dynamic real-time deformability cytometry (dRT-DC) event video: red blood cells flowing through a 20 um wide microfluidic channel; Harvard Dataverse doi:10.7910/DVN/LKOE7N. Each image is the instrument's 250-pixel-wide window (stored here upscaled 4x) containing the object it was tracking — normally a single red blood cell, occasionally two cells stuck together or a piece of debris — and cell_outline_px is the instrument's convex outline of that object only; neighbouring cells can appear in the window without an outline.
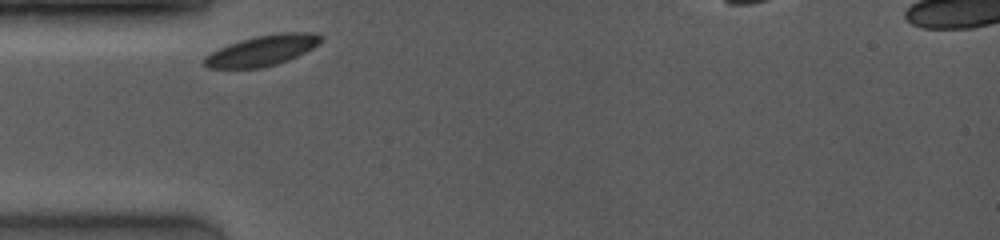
{"species": "common noctule bat (a hibernating species)", "species_latin": "Nyctalus noctula", "temperature_condition": "room temperature", "stored_images_in_passage": 11, "camera_frame_rate_fps": 4000, "um_per_image_px": 0.085, "animal": {"sex": "female", "body_mass_g": 19.0, "forearm_length_mm": 53.3}, "frame": {"image": 1, "passage_image": 1, "time_ms": 0.0, "image_size_px": [1000, 240], "cell_outline_px": [[324, 40], [320, 44], [288, 60], [264, 68], [208, 68], [204, 64], [204, 56], [228, 44], [240, 40], [256, 36], [280, 32], [316, 32], [324, 36]], "centroid_in_image_um": [22.34, 4.28], "position_along_channel_um": 62.7, "area_um2": 20.87}}
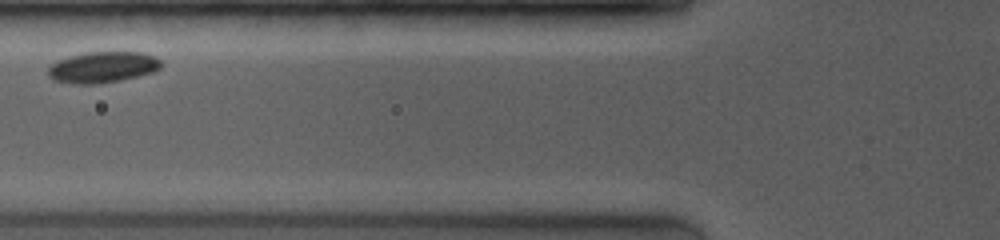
{"frame": {"image": 2, "passage_image": 4, "time_ms": 1.5, "image_size_px": [1000, 240], "cell_outline_px": [[164, 64], [156, 72], [120, 80], [92, 84], [72, 84], [52, 80], [48, 76], [48, 68], [56, 60], [68, 56], [88, 52], [140, 52], [156, 56]], "centroid_in_image_um": [8.74, 5.71], "position_along_channel_um": 117.1, "area_um2": 20.75}}
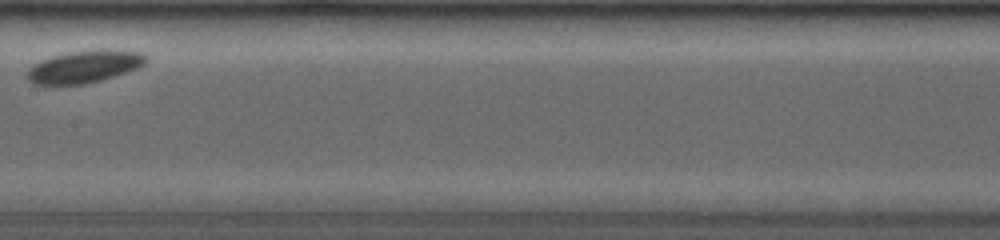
{"frame": {"image": 3, "passage_image": 10, "time_ms": 3.75, "image_size_px": [1000, 240], "cell_outline_px": [[148, 60], [144, 64], [136, 68], [100, 80], [84, 84], [32, 84], [28, 80], [28, 68], [32, 64], [40, 60], [52, 56], [68, 52], [104, 48], [140, 52], [148, 56]], "centroid_in_image_um": [7.16, 5.64], "position_along_channel_um": 200.2, "area_um2": 22.37}}